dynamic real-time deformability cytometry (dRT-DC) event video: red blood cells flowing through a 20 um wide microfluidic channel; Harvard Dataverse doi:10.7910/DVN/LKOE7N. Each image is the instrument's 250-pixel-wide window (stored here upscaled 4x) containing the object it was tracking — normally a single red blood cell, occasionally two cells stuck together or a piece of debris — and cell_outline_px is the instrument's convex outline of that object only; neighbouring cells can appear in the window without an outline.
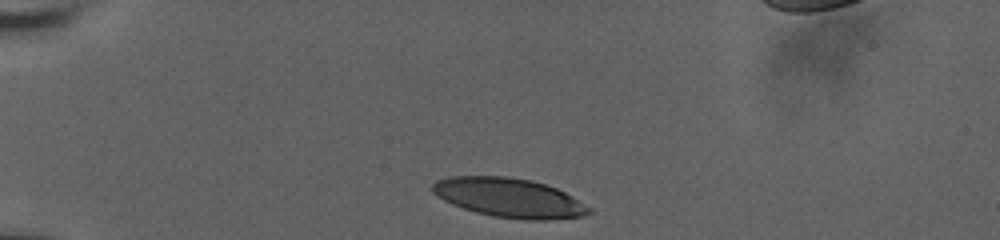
{"species": "human", "species_latin": "Homo sapiens", "temperature_condition": "room temperature", "stored_images_in_passage": 31, "camera_frame_rate_fps": 3000, "um_per_image_px": 0.085, "donor": {"sex": "male"}, "frame": {"image": 1, "passage_image": 1, "time_ms": 0.0, "image_size_px": [1000, 240], "cell_outline_px": [[592, 212], [580, 216], [544, 220], [524, 220], [492, 216], [476, 212], [452, 204], [436, 196], [432, 192], [432, 184], [436, 180], [448, 176], [504, 176], [532, 180], [556, 188], [572, 196], [592, 208]], "centroid_in_image_um": [43.25, 16.8], "position_along_channel_um": 41.7, "area_um2": 35.78}}
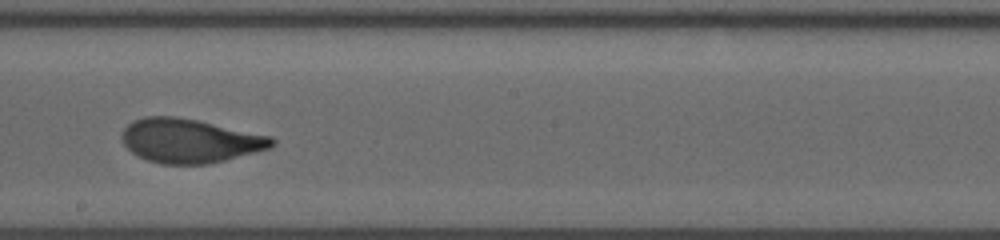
{"frame": {"image": 2, "passage_image": 18, "time_ms": 6.667, "image_size_px": [1000, 240], "cell_outline_px": [[276, 144], [268, 148], [256, 152], [208, 164], [160, 164], [148, 160], [132, 152], [124, 144], [120, 136], [124, 128], [132, 120], [144, 116], [172, 116], [196, 120], [272, 136], [276, 140]], "centroid_in_image_um": [16.12, 11.96], "position_along_channel_um": 232.1, "area_um2": 38.38}}
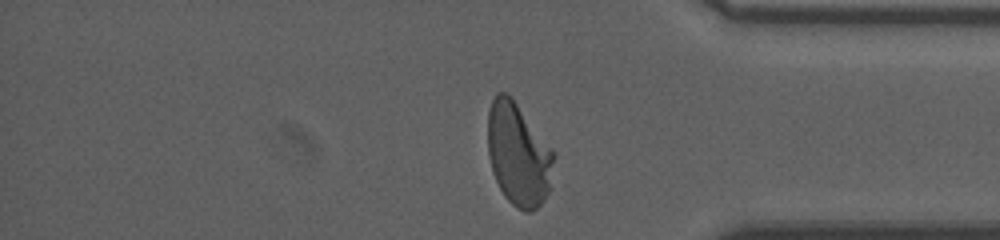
{"frame": {"image": 3, "passage_image": 31, "time_ms": 11.333, "image_size_px": [1000, 240], "cell_outline_px": [[556, 156], [548, 192], [544, 200], [532, 212], [524, 212], [516, 208], [504, 196], [492, 172], [488, 156], [488, 112], [492, 100], [496, 92], [508, 92], [556, 152]], "centroid_in_image_um": [44.07, 13.11], "position_along_channel_um": 391.1, "area_um2": 40.06}, "authors_computed_cell_mechanics": {"area_um2": 38.2636, "velocity_mm_per_s": 3.6423, "shape_relaxation_time_tau1_ms": 5.3809, "shape_relaxation_time_tau2_ms": 0.8275, "deformation_change_tau1": 0.2117, "deformation_change_tau2": 0.0716}}